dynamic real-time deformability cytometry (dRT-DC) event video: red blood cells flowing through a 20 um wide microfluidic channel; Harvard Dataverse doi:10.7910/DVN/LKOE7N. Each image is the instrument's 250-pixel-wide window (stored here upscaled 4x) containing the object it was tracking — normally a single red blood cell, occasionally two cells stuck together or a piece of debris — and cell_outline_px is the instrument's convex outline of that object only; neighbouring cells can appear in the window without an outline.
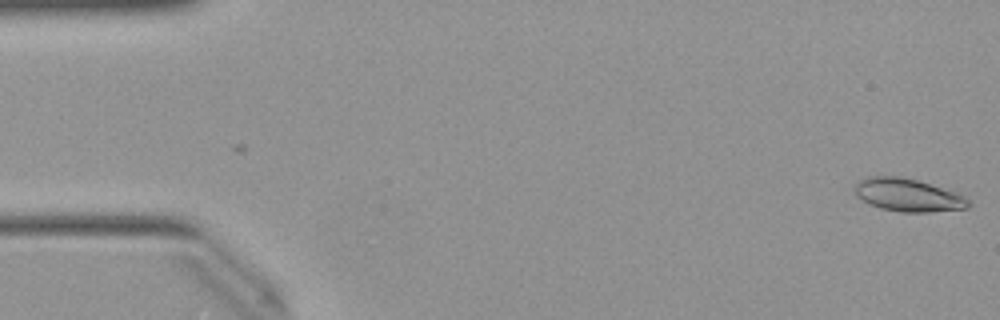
{"species": "Egyptian fruit bat (a non-hibernating species)", "species_latin": "Rousettus aegyptiacus", "temperature_condition": "warm", "stored_images_in_passage": 2, "camera_frame_rate_fps": 3000, "um_per_image_px": 0.085, "animal": {"sex": "female"}, "frame": {"image": 1, "passage_image": 2, "time_ms": 0.333, "image_size_px": [1000, 320], "cell_outline_px": [[968, 208], [928, 212], [900, 212], [880, 208], [864, 200], [856, 192], [856, 184], [860, 180], [868, 176], [900, 176], [916, 180], [956, 192], [964, 196], [968, 200]], "centroid_in_image_um": [77.2, 16.58], "position_along_channel_um": 7.8, "area_um2": 21.33}}